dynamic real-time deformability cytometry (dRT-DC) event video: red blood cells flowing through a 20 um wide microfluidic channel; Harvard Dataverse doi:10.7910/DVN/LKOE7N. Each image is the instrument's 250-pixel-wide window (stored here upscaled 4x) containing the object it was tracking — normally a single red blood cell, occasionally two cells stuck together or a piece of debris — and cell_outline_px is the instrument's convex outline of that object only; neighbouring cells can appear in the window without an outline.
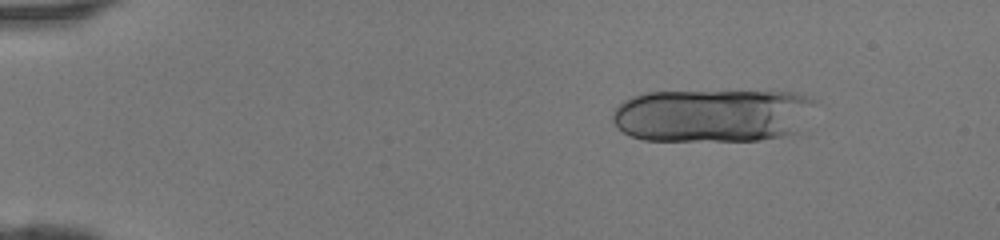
{"species": "human", "species_latin": "Homo sapiens", "temperature_condition": "room temperature", "stored_images_in_passage": 17, "camera_frame_rate_fps": 3000, "um_per_image_px": 0.085, "donor": {"sex": "female"}, "frame": {"image": 1, "passage_image": 6, "time_ms": 1.667, "image_size_px": [1000, 240], "cell_outline_px": [[816, 104], [800, 132], [760, 140], [644, 140], [632, 136], [624, 132], [612, 120], [612, 112], [624, 100], [640, 92], [796, 92], [808, 96], [816, 100]], "centroid_in_image_um": [60.61, 9.8], "position_along_channel_um": 24.4, "area_um2": 63.12}}